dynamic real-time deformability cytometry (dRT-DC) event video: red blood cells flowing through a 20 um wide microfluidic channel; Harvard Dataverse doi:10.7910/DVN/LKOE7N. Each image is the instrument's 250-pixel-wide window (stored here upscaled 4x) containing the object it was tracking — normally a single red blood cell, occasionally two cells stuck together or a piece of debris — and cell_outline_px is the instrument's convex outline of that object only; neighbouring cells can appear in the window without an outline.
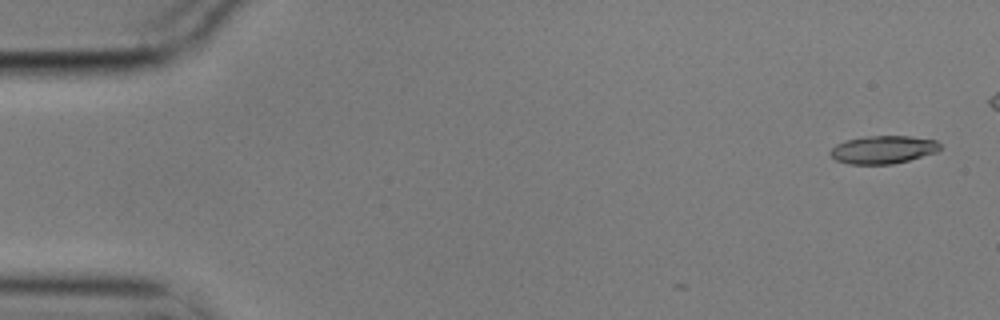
{"species": "common noctule bat (a hibernating species)", "species_latin": "Nyctalus noctula", "temperature_condition": "cold", "stored_images_in_passage": 6, "camera_frame_rate_fps": 3000, "um_per_image_px": 0.085, "animal": {"sex": "male", "body_mass_g": 17.9}, "frame": {"image": 1, "passage_image": 1, "time_ms": 0.0, "image_size_px": [1000, 320], "cell_outline_px": [[940, 148], [936, 152], [908, 160], [892, 164], [848, 164], [836, 160], [828, 152], [836, 144], [844, 140], [864, 136], [908, 136], [936, 140], [940, 144]], "centroid_in_image_um": [75.02, 12.71], "position_along_channel_um": 10.0, "area_um2": 17.86}}